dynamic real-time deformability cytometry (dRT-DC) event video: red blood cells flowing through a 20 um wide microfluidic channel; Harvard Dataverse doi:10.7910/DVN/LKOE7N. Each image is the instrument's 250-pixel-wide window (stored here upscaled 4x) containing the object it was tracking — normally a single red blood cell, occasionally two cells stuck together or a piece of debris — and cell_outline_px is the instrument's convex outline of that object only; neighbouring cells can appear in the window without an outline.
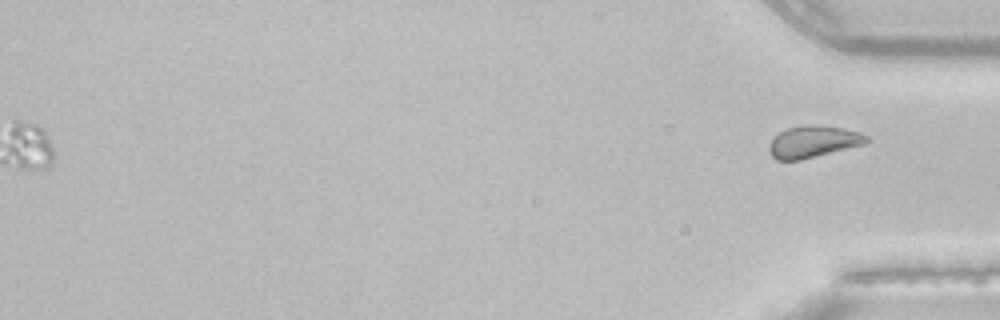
{"species": "common noctule bat (a hibernating species)", "species_latin": "Nyctalus noctula", "temperature_condition": "room temperature", "stored_images_in_passage": 38, "segment_of_instrument_passage": [2, 2], "camera_frame_rate_fps": 3000, "um_per_image_px": 0.085, "animal": {"sex": "female", "body_mass_g": 22.7, "forearm_length_mm": 54.2}, "frame": {"image": 1, "passage_image": 38, "time_ms": 12.333, "image_size_px": [1000, 320], "cell_outline_px": [[872, 140], [868, 144], [800, 160], [776, 160], [772, 156], [768, 148], [768, 144], [780, 132], [788, 128], [804, 124], [812, 124], [840, 128], [860, 132], [868, 136]], "centroid_in_image_um": [69.18, 12.05], "position_along_channel_um": 366.0, "area_um2": 18.26}}